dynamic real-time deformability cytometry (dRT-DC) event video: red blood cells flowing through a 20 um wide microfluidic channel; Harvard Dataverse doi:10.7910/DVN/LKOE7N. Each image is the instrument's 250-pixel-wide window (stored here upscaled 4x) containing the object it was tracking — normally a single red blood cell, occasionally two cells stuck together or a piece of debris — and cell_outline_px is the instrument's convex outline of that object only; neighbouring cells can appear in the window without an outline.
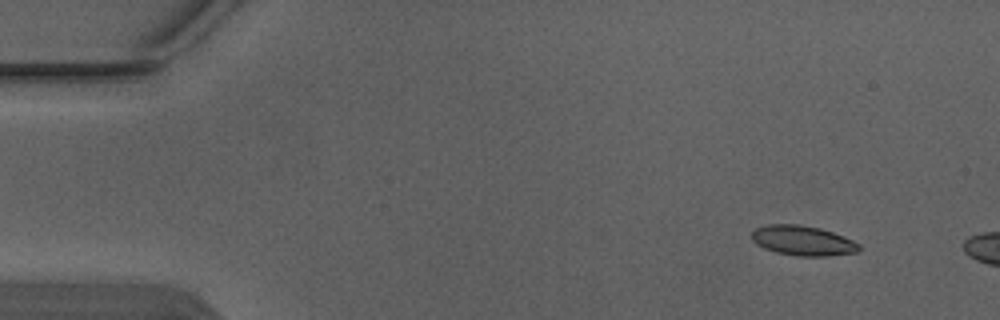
{"species": "Egyptian fruit bat (a non-hibernating species)", "species_latin": "Rousettus aegyptiacus", "temperature_condition": "warm", "stored_images_in_passage": 3, "camera_frame_rate_fps": 3000, "um_per_image_px": 0.085, "animal": {"sex": "male"}, "frame": {"image": 1, "passage_image": 1, "time_ms": 0.0, "image_size_px": [1000, 320], "cell_outline_px": [[860, 248], [856, 252], [828, 256], [800, 256], [776, 252], [764, 248], [756, 244], [752, 240], [752, 232], [756, 228], [768, 224], [800, 224], [820, 228], [844, 236], [860, 244]], "centroid_in_image_um": [68.23, 20.44], "position_along_channel_um": 16.8, "area_um2": 18.67}}